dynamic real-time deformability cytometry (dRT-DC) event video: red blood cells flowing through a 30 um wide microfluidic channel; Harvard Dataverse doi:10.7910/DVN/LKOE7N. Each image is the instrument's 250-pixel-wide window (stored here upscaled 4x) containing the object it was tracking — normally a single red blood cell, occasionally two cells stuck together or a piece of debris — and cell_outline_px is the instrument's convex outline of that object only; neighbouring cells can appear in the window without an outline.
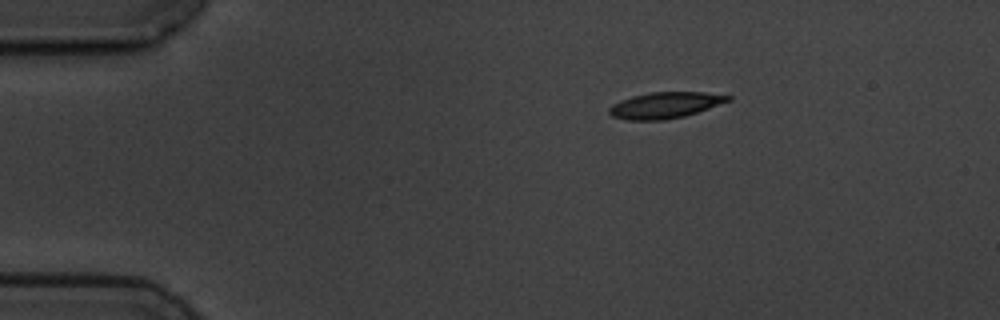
{"species": "common noctule bat (a hibernating species)", "species_latin": "Nyctalus noctula", "temperature_condition": "cold", "stored_images_in_passage": 3, "camera_frame_rate_fps": 3000, "um_per_image_px": 0.085, "animal": {"sex": "male", "body_mass_g": 19.5, "forearm_length_mm": 54.6}, "frame": {"image": 1, "passage_image": 1, "time_ms": 0.0, "image_size_px": [1000, 320], "cell_outline_px": [[732, 100], [684, 116], [664, 120], [628, 120], [612, 116], [608, 112], [608, 108], [612, 104], [620, 100], [632, 96], [652, 92], [704, 92], [732, 96]], "centroid_in_image_um": [56.51, 8.94], "position_along_channel_um": 28.5, "area_um2": 18.03}}